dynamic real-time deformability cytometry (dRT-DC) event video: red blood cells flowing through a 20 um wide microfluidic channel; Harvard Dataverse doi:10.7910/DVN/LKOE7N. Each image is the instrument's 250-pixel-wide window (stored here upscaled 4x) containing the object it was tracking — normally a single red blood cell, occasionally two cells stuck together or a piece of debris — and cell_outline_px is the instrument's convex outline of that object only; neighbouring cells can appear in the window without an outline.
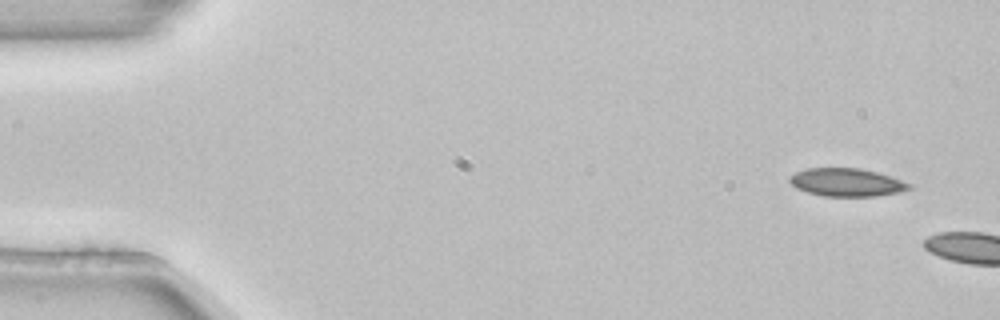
{"species": "common noctule bat (a hibernating species)", "species_latin": "Nyctalus noctula", "temperature_condition": "room temperature", "stored_images_in_passage": 2, "camera_frame_rate_fps": 3000, "um_per_image_px": 0.085, "animal": {"sex": "female", "body_mass_g": 22.7, "forearm_length_mm": 54.2}, "frame": {"image": 1, "passage_image": 1, "time_ms": 0.0, "image_size_px": [1000, 320], "cell_outline_px": [[912, 188], [900, 192], [876, 196], [824, 196], [808, 192], [796, 188], [788, 180], [788, 176], [804, 168], [860, 168], [892, 176], [912, 184]], "centroid_in_image_um": [71.97, 15.49], "position_along_channel_um": 13.0, "area_um2": 19.65}}